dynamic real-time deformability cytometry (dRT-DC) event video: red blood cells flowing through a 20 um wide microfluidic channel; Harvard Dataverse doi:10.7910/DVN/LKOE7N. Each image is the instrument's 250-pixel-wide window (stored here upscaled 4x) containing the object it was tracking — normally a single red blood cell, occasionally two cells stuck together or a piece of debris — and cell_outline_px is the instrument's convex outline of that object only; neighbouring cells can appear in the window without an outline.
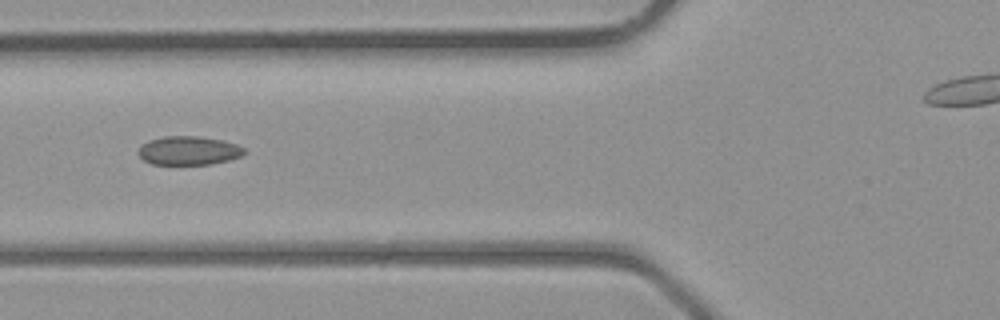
{"species": "common noctule bat (a hibernating species)", "species_latin": "Nyctalus noctula", "temperature_condition": "room temperature", "stored_images_in_passage": 4, "segment_of_instrument_passage": [1, 2], "camera_frame_rate_fps": 3000, "um_per_image_px": 0.085, "animal": {"sex": "male", "body_mass_g": 23.1, "forearm_length_mm": 52.7}, "frame": {"image": 1, "passage_image": 2, "time_ms": 1.333, "image_size_px": [1000, 320], "cell_outline_px": [[244, 152], [240, 156], [228, 160], [208, 164], [152, 164], [144, 160], [136, 152], [140, 144], [148, 140], [164, 136], [196, 136], [224, 140], [236, 144], [244, 148]], "centroid_in_image_um": [15.98, 12.79], "position_along_channel_um": 109.8, "area_um2": 17.74}}
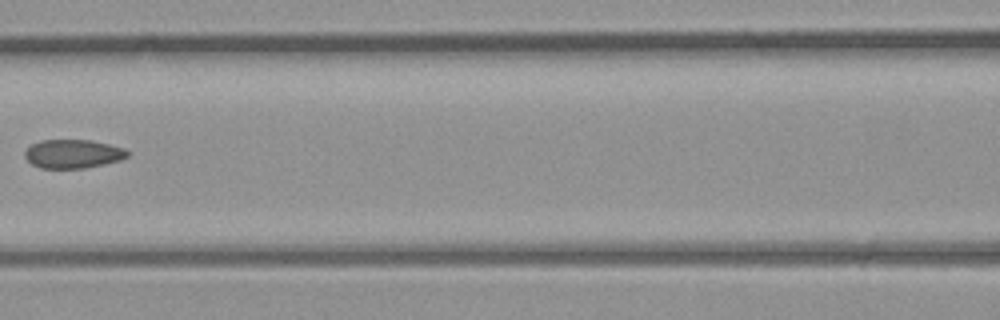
{"frame": {"image": 2, "passage_image": 3, "time_ms": 2.333, "image_size_px": [1000, 320], "cell_outline_px": [[128, 156], [120, 160], [104, 164], [84, 168], [40, 168], [32, 164], [24, 156], [24, 152], [32, 144], [40, 140], [88, 140], [108, 144], [124, 148], [128, 152]], "centroid_in_image_um": [6.18, 13.08], "position_along_channel_um": 160.4, "area_um2": 17.05}}